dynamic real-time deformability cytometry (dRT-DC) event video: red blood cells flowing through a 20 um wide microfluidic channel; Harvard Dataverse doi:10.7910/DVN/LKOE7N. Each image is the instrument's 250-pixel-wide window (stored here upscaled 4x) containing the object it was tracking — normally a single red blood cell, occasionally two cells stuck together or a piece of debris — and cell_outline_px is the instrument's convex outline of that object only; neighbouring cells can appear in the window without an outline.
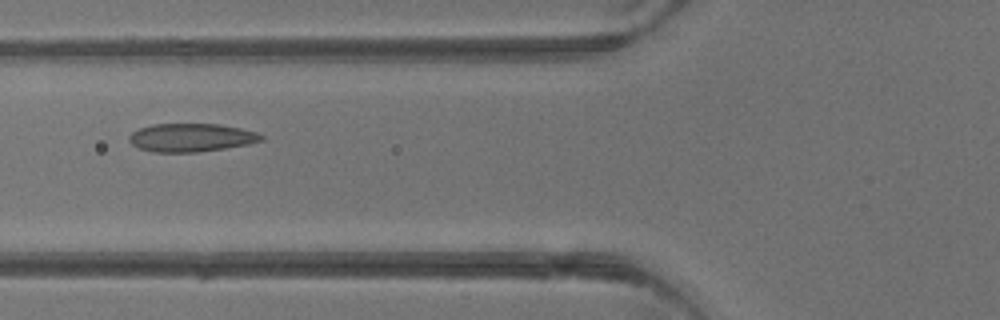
{"species": "common noctule bat (a hibernating species)", "species_latin": "Nyctalus noctula", "temperature_condition": "warm", "stored_images_in_passage": 4, "camera_frame_rate_fps": 3000, "um_per_image_px": 0.085, "animal": {"sex": "male", "body_mass_g": 13.3}, "frame": {"image": 1, "passage_image": 4, "time_ms": 4.667, "image_size_px": [1000, 320], "cell_outline_px": [[264, 140], [248, 144], [224, 148], [196, 152], [152, 152], [136, 148], [128, 140], [128, 136], [132, 132], [140, 128], [152, 124], [220, 124], [240, 128], [256, 132], [264, 136]], "centroid_in_image_um": [16.22, 11.69], "position_along_channel_um": 109.6, "area_um2": 21.85}}